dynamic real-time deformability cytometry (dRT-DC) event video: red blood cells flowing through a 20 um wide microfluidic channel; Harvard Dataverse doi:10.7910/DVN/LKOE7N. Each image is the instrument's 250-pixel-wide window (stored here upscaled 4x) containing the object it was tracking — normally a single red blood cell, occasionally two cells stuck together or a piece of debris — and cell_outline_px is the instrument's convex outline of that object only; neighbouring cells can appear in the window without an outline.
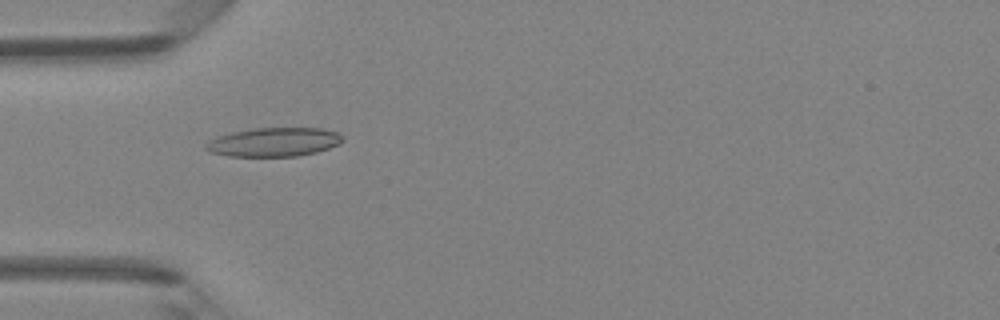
{"species": "Egyptian fruit bat (a non-hibernating species)", "species_latin": "Rousettus aegyptiacus", "temperature_condition": "room temperature", "stored_images_in_passage": 45, "camera_frame_rate_fps": 3000, "um_per_image_px": 0.085, "animal": {"sex": "female"}, "frame": {"image": 1, "passage_image": 14, "time_ms": 4.333, "image_size_px": [1000, 320], "cell_outline_px": [[344, 140], [340, 144], [316, 152], [300, 156], [228, 156], [212, 152], [204, 148], [204, 144], [220, 136], [232, 132], [252, 128], [320, 128], [336, 132], [344, 136]], "centroid_in_image_um": [23.32, 12.07], "position_along_channel_um": 61.7, "area_um2": 22.95}}
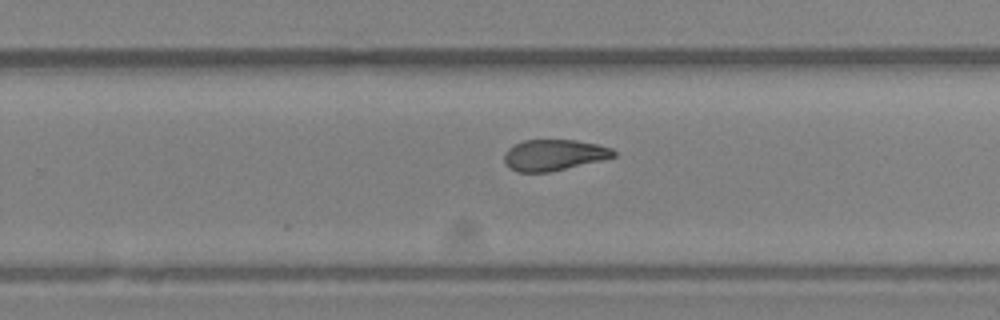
{"frame": {"image": 2, "passage_image": 29, "time_ms": 9.333, "image_size_px": [1000, 320], "cell_outline_px": [[616, 156], [600, 160], [548, 172], [516, 172], [508, 168], [504, 160], [504, 152], [508, 148], [524, 140], [576, 140], [596, 144], [612, 148], [616, 152]], "centroid_in_image_um": [47.04, 13.17], "position_along_channel_um": 282.8, "area_um2": 19.65}}
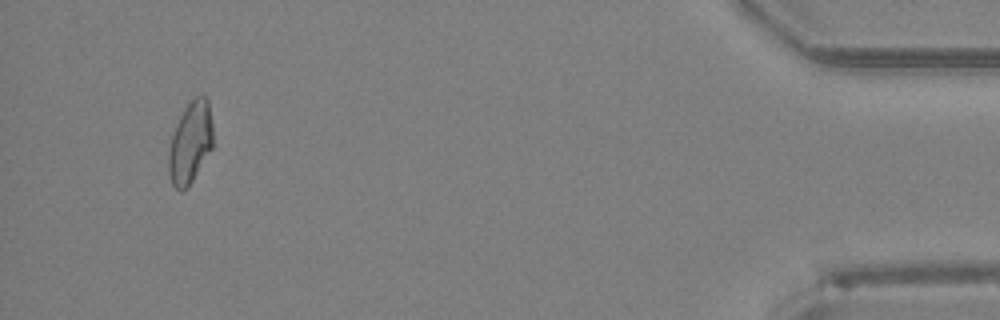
{"frame": {"image": 3, "passage_image": 43, "time_ms": 14.0, "image_size_px": [1000, 320], "cell_outline_px": [[212, 148], [188, 188], [180, 192], [172, 184], [168, 172], [168, 152], [172, 136], [176, 124], [184, 108], [200, 92], [208, 100], [212, 124]], "centroid_in_image_um": [16.17, 12.13], "position_along_channel_um": 419.0, "area_um2": 21.15}}